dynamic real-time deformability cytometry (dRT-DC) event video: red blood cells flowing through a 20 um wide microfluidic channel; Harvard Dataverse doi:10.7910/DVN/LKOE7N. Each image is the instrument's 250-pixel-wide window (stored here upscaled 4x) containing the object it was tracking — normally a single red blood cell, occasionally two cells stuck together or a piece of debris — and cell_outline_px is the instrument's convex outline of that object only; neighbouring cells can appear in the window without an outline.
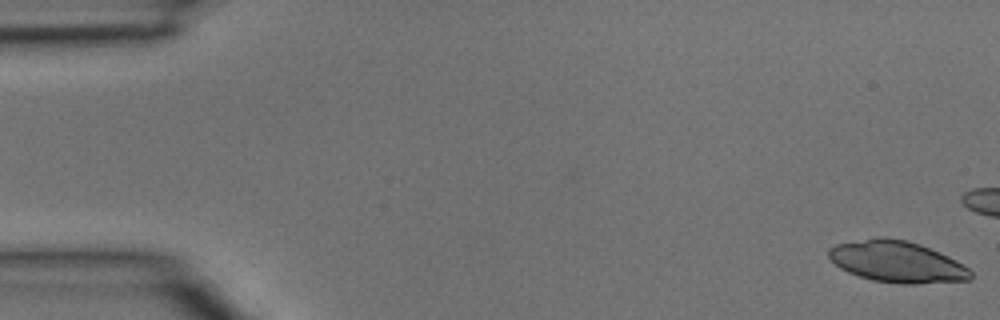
{"species": "common noctule bat (a hibernating species)", "species_latin": "Nyctalus noctula", "temperature_condition": "room temperature", "stored_images_in_passage": 11, "camera_frame_rate_fps": 3000, "um_per_image_px": 0.085, "animal": {"sex": "male", "body_mass_g": 15.6}, "frame": {"image": 1, "passage_image": 1, "time_ms": 0.0, "image_size_px": [1000, 320], "cell_outline_px": [[972, 276], [968, 280], [916, 284], [900, 284], [872, 280], [848, 272], [840, 268], [828, 256], [828, 248], [836, 244], [876, 236], [884, 236], [908, 240], [920, 244], [948, 256], [956, 260], [968, 268], [972, 272]], "centroid_in_image_um": [76.23, 22.23], "position_along_channel_um": 8.8, "area_um2": 34.39}}